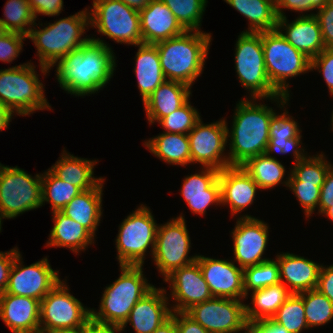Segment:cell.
Returning <instances> with one entry per match:
<instances>
[{"label":"cell","instance_id":"51","mask_svg":"<svg viewBox=\"0 0 333 333\" xmlns=\"http://www.w3.org/2000/svg\"><path fill=\"white\" fill-rule=\"evenodd\" d=\"M19 252L18 247H14L6 252L0 251V294L4 293L7 289L10 270Z\"/></svg>","mask_w":333,"mask_h":333},{"label":"cell","instance_id":"48","mask_svg":"<svg viewBox=\"0 0 333 333\" xmlns=\"http://www.w3.org/2000/svg\"><path fill=\"white\" fill-rule=\"evenodd\" d=\"M310 70L322 73L324 81L333 97V48H325L311 60Z\"/></svg>","mask_w":333,"mask_h":333},{"label":"cell","instance_id":"46","mask_svg":"<svg viewBox=\"0 0 333 333\" xmlns=\"http://www.w3.org/2000/svg\"><path fill=\"white\" fill-rule=\"evenodd\" d=\"M27 36L17 32H8L0 38V61L12 63L20 55L23 48V41Z\"/></svg>","mask_w":333,"mask_h":333},{"label":"cell","instance_id":"8","mask_svg":"<svg viewBox=\"0 0 333 333\" xmlns=\"http://www.w3.org/2000/svg\"><path fill=\"white\" fill-rule=\"evenodd\" d=\"M261 37L268 79L281 95L290 97V84L286 80L311 71V60L295 49L277 29L261 32Z\"/></svg>","mask_w":333,"mask_h":333},{"label":"cell","instance_id":"15","mask_svg":"<svg viewBox=\"0 0 333 333\" xmlns=\"http://www.w3.org/2000/svg\"><path fill=\"white\" fill-rule=\"evenodd\" d=\"M191 164L200 163L202 167L218 169L229 167V157L225 154L228 142L227 122L221 119L204 124L200 119L188 133Z\"/></svg>","mask_w":333,"mask_h":333},{"label":"cell","instance_id":"57","mask_svg":"<svg viewBox=\"0 0 333 333\" xmlns=\"http://www.w3.org/2000/svg\"><path fill=\"white\" fill-rule=\"evenodd\" d=\"M13 116V113L6 106L0 103V131L7 129Z\"/></svg>","mask_w":333,"mask_h":333},{"label":"cell","instance_id":"2","mask_svg":"<svg viewBox=\"0 0 333 333\" xmlns=\"http://www.w3.org/2000/svg\"><path fill=\"white\" fill-rule=\"evenodd\" d=\"M248 98L238 101L232 127L228 128L227 124L230 166H241L249 158L265 154L269 143L270 120L276 111L256 101L263 98Z\"/></svg>","mask_w":333,"mask_h":333},{"label":"cell","instance_id":"22","mask_svg":"<svg viewBox=\"0 0 333 333\" xmlns=\"http://www.w3.org/2000/svg\"><path fill=\"white\" fill-rule=\"evenodd\" d=\"M165 288L154 287L132 308L121 326L122 331L130 323L135 333H152L172 315L171 305Z\"/></svg>","mask_w":333,"mask_h":333},{"label":"cell","instance_id":"3","mask_svg":"<svg viewBox=\"0 0 333 333\" xmlns=\"http://www.w3.org/2000/svg\"><path fill=\"white\" fill-rule=\"evenodd\" d=\"M48 24L40 29L35 22L27 35L36 47L43 76L70 51L79 49L91 39L89 36L82 38L90 26L89 8Z\"/></svg>","mask_w":333,"mask_h":333},{"label":"cell","instance_id":"41","mask_svg":"<svg viewBox=\"0 0 333 333\" xmlns=\"http://www.w3.org/2000/svg\"><path fill=\"white\" fill-rule=\"evenodd\" d=\"M243 279L246 299H248L249 291L259 290L281 282L277 260L269 259L243 269Z\"/></svg>","mask_w":333,"mask_h":333},{"label":"cell","instance_id":"7","mask_svg":"<svg viewBox=\"0 0 333 333\" xmlns=\"http://www.w3.org/2000/svg\"><path fill=\"white\" fill-rule=\"evenodd\" d=\"M235 69L250 98L277 102L281 94L271 85L264 62L261 32L242 31L235 44Z\"/></svg>","mask_w":333,"mask_h":333},{"label":"cell","instance_id":"60","mask_svg":"<svg viewBox=\"0 0 333 333\" xmlns=\"http://www.w3.org/2000/svg\"><path fill=\"white\" fill-rule=\"evenodd\" d=\"M53 333H85L84 326L82 328L74 329V330H59Z\"/></svg>","mask_w":333,"mask_h":333},{"label":"cell","instance_id":"34","mask_svg":"<svg viewBox=\"0 0 333 333\" xmlns=\"http://www.w3.org/2000/svg\"><path fill=\"white\" fill-rule=\"evenodd\" d=\"M250 294L252 297L251 306L245 304V315L248 323L271 319L292 293L282 282H279L275 285L252 291Z\"/></svg>","mask_w":333,"mask_h":333},{"label":"cell","instance_id":"62","mask_svg":"<svg viewBox=\"0 0 333 333\" xmlns=\"http://www.w3.org/2000/svg\"><path fill=\"white\" fill-rule=\"evenodd\" d=\"M9 31L5 28L3 23L0 20V38L6 35Z\"/></svg>","mask_w":333,"mask_h":333},{"label":"cell","instance_id":"39","mask_svg":"<svg viewBox=\"0 0 333 333\" xmlns=\"http://www.w3.org/2000/svg\"><path fill=\"white\" fill-rule=\"evenodd\" d=\"M271 319L285 327L289 333H301L302 330H308L303 305V292L292 293Z\"/></svg>","mask_w":333,"mask_h":333},{"label":"cell","instance_id":"45","mask_svg":"<svg viewBox=\"0 0 333 333\" xmlns=\"http://www.w3.org/2000/svg\"><path fill=\"white\" fill-rule=\"evenodd\" d=\"M288 188L295 194L301 208L304 209L306 218L312 216L315 209L319 213V199L321 186L302 183L300 181H289Z\"/></svg>","mask_w":333,"mask_h":333},{"label":"cell","instance_id":"36","mask_svg":"<svg viewBox=\"0 0 333 333\" xmlns=\"http://www.w3.org/2000/svg\"><path fill=\"white\" fill-rule=\"evenodd\" d=\"M241 166L253 178L261 191L272 189L280 183L288 187L289 176L284 180V176L286 175L285 166L276 158L260 154L249 158Z\"/></svg>","mask_w":333,"mask_h":333},{"label":"cell","instance_id":"59","mask_svg":"<svg viewBox=\"0 0 333 333\" xmlns=\"http://www.w3.org/2000/svg\"><path fill=\"white\" fill-rule=\"evenodd\" d=\"M130 8L140 12L147 7L152 0H120Z\"/></svg>","mask_w":333,"mask_h":333},{"label":"cell","instance_id":"14","mask_svg":"<svg viewBox=\"0 0 333 333\" xmlns=\"http://www.w3.org/2000/svg\"><path fill=\"white\" fill-rule=\"evenodd\" d=\"M244 300L212 297L193 305L186 313L209 333L247 332Z\"/></svg>","mask_w":333,"mask_h":333},{"label":"cell","instance_id":"44","mask_svg":"<svg viewBox=\"0 0 333 333\" xmlns=\"http://www.w3.org/2000/svg\"><path fill=\"white\" fill-rule=\"evenodd\" d=\"M198 110L190 104V99L180 108L166 117H163L158 123L165 129L163 132L188 134L201 119Z\"/></svg>","mask_w":333,"mask_h":333},{"label":"cell","instance_id":"37","mask_svg":"<svg viewBox=\"0 0 333 333\" xmlns=\"http://www.w3.org/2000/svg\"><path fill=\"white\" fill-rule=\"evenodd\" d=\"M82 191L56 177L49 169L42 173V205L51 204V211H61Z\"/></svg>","mask_w":333,"mask_h":333},{"label":"cell","instance_id":"49","mask_svg":"<svg viewBox=\"0 0 333 333\" xmlns=\"http://www.w3.org/2000/svg\"><path fill=\"white\" fill-rule=\"evenodd\" d=\"M314 16L319 22L325 47L333 48V0H328Z\"/></svg>","mask_w":333,"mask_h":333},{"label":"cell","instance_id":"33","mask_svg":"<svg viewBox=\"0 0 333 333\" xmlns=\"http://www.w3.org/2000/svg\"><path fill=\"white\" fill-rule=\"evenodd\" d=\"M143 145L167 164L186 166L191 164L190 142L188 134L163 132L149 138Z\"/></svg>","mask_w":333,"mask_h":333},{"label":"cell","instance_id":"63","mask_svg":"<svg viewBox=\"0 0 333 333\" xmlns=\"http://www.w3.org/2000/svg\"><path fill=\"white\" fill-rule=\"evenodd\" d=\"M26 333H53V332H49V331H44V330H36V331H32V332H26Z\"/></svg>","mask_w":333,"mask_h":333},{"label":"cell","instance_id":"9","mask_svg":"<svg viewBox=\"0 0 333 333\" xmlns=\"http://www.w3.org/2000/svg\"><path fill=\"white\" fill-rule=\"evenodd\" d=\"M119 225L115 240L119 266H144L148 248L153 256L158 229L150 208L141 204Z\"/></svg>","mask_w":333,"mask_h":333},{"label":"cell","instance_id":"17","mask_svg":"<svg viewBox=\"0 0 333 333\" xmlns=\"http://www.w3.org/2000/svg\"><path fill=\"white\" fill-rule=\"evenodd\" d=\"M236 225L231 231L234 263L245 269L269 260L264 258L268 244L269 226L262 220L251 215H242L236 219Z\"/></svg>","mask_w":333,"mask_h":333},{"label":"cell","instance_id":"43","mask_svg":"<svg viewBox=\"0 0 333 333\" xmlns=\"http://www.w3.org/2000/svg\"><path fill=\"white\" fill-rule=\"evenodd\" d=\"M4 17L1 22L9 32L28 35L35 24V19L28 0H7L4 6Z\"/></svg>","mask_w":333,"mask_h":333},{"label":"cell","instance_id":"12","mask_svg":"<svg viewBox=\"0 0 333 333\" xmlns=\"http://www.w3.org/2000/svg\"><path fill=\"white\" fill-rule=\"evenodd\" d=\"M185 221L181 213L166 224L158 225L155 249L151 257L163 279L175 269L190 265L197 260L198 254L188 256L191 238Z\"/></svg>","mask_w":333,"mask_h":333},{"label":"cell","instance_id":"26","mask_svg":"<svg viewBox=\"0 0 333 333\" xmlns=\"http://www.w3.org/2000/svg\"><path fill=\"white\" fill-rule=\"evenodd\" d=\"M139 14L141 35L145 44H155L186 31L161 0H152Z\"/></svg>","mask_w":333,"mask_h":333},{"label":"cell","instance_id":"5","mask_svg":"<svg viewBox=\"0 0 333 333\" xmlns=\"http://www.w3.org/2000/svg\"><path fill=\"white\" fill-rule=\"evenodd\" d=\"M119 267L120 276L104 288L99 309H91V316L100 322L122 326L133 306L155 286L148 283L143 266Z\"/></svg>","mask_w":333,"mask_h":333},{"label":"cell","instance_id":"54","mask_svg":"<svg viewBox=\"0 0 333 333\" xmlns=\"http://www.w3.org/2000/svg\"><path fill=\"white\" fill-rule=\"evenodd\" d=\"M325 266V267H324ZM321 265L317 288L333 303V264L326 267Z\"/></svg>","mask_w":333,"mask_h":333},{"label":"cell","instance_id":"29","mask_svg":"<svg viewBox=\"0 0 333 333\" xmlns=\"http://www.w3.org/2000/svg\"><path fill=\"white\" fill-rule=\"evenodd\" d=\"M105 179L95 188L82 191L60 212L81 224L94 237L102 218V195Z\"/></svg>","mask_w":333,"mask_h":333},{"label":"cell","instance_id":"42","mask_svg":"<svg viewBox=\"0 0 333 333\" xmlns=\"http://www.w3.org/2000/svg\"><path fill=\"white\" fill-rule=\"evenodd\" d=\"M303 305L309 329L332 321L333 303L318 289L303 292Z\"/></svg>","mask_w":333,"mask_h":333},{"label":"cell","instance_id":"1","mask_svg":"<svg viewBox=\"0 0 333 333\" xmlns=\"http://www.w3.org/2000/svg\"><path fill=\"white\" fill-rule=\"evenodd\" d=\"M111 48L99 37H91L79 49L70 51L54 65L61 89L78 97L102 90L113 77L117 67Z\"/></svg>","mask_w":333,"mask_h":333},{"label":"cell","instance_id":"11","mask_svg":"<svg viewBox=\"0 0 333 333\" xmlns=\"http://www.w3.org/2000/svg\"><path fill=\"white\" fill-rule=\"evenodd\" d=\"M89 11L90 27L116 43H143L140 14L120 0H93Z\"/></svg>","mask_w":333,"mask_h":333},{"label":"cell","instance_id":"6","mask_svg":"<svg viewBox=\"0 0 333 333\" xmlns=\"http://www.w3.org/2000/svg\"><path fill=\"white\" fill-rule=\"evenodd\" d=\"M35 65L31 62L0 69V103L13 115L27 116L36 110H52L39 80Z\"/></svg>","mask_w":333,"mask_h":333},{"label":"cell","instance_id":"55","mask_svg":"<svg viewBox=\"0 0 333 333\" xmlns=\"http://www.w3.org/2000/svg\"><path fill=\"white\" fill-rule=\"evenodd\" d=\"M248 333H289L285 327L274 322L272 319H265L248 323Z\"/></svg>","mask_w":333,"mask_h":333},{"label":"cell","instance_id":"24","mask_svg":"<svg viewBox=\"0 0 333 333\" xmlns=\"http://www.w3.org/2000/svg\"><path fill=\"white\" fill-rule=\"evenodd\" d=\"M277 30L295 49L310 60L326 48L319 22L314 15H300L290 23L286 16L278 18Z\"/></svg>","mask_w":333,"mask_h":333},{"label":"cell","instance_id":"53","mask_svg":"<svg viewBox=\"0 0 333 333\" xmlns=\"http://www.w3.org/2000/svg\"><path fill=\"white\" fill-rule=\"evenodd\" d=\"M331 206H333V166L327 172L320 189L319 214Z\"/></svg>","mask_w":333,"mask_h":333},{"label":"cell","instance_id":"4","mask_svg":"<svg viewBox=\"0 0 333 333\" xmlns=\"http://www.w3.org/2000/svg\"><path fill=\"white\" fill-rule=\"evenodd\" d=\"M211 37V33L203 31H185L179 36L155 43L166 80L191 87L203 74Z\"/></svg>","mask_w":333,"mask_h":333},{"label":"cell","instance_id":"16","mask_svg":"<svg viewBox=\"0 0 333 333\" xmlns=\"http://www.w3.org/2000/svg\"><path fill=\"white\" fill-rule=\"evenodd\" d=\"M19 252L9 274L5 293L42 300L61 280L59 270H53L47 257L30 264L23 265Z\"/></svg>","mask_w":333,"mask_h":333},{"label":"cell","instance_id":"58","mask_svg":"<svg viewBox=\"0 0 333 333\" xmlns=\"http://www.w3.org/2000/svg\"><path fill=\"white\" fill-rule=\"evenodd\" d=\"M152 333H177V326L175 319L171 316L168 320H166Z\"/></svg>","mask_w":333,"mask_h":333},{"label":"cell","instance_id":"56","mask_svg":"<svg viewBox=\"0 0 333 333\" xmlns=\"http://www.w3.org/2000/svg\"><path fill=\"white\" fill-rule=\"evenodd\" d=\"M121 331V326L97 321L92 316L84 325L85 333H120Z\"/></svg>","mask_w":333,"mask_h":333},{"label":"cell","instance_id":"13","mask_svg":"<svg viewBox=\"0 0 333 333\" xmlns=\"http://www.w3.org/2000/svg\"><path fill=\"white\" fill-rule=\"evenodd\" d=\"M90 317L91 309L69 292L64 280H60L41 300V330L55 332L82 328Z\"/></svg>","mask_w":333,"mask_h":333},{"label":"cell","instance_id":"50","mask_svg":"<svg viewBox=\"0 0 333 333\" xmlns=\"http://www.w3.org/2000/svg\"><path fill=\"white\" fill-rule=\"evenodd\" d=\"M30 9L35 17L39 15L58 16L63 11V0H28Z\"/></svg>","mask_w":333,"mask_h":333},{"label":"cell","instance_id":"25","mask_svg":"<svg viewBox=\"0 0 333 333\" xmlns=\"http://www.w3.org/2000/svg\"><path fill=\"white\" fill-rule=\"evenodd\" d=\"M41 301L32 297L0 294V318L12 333L40 329Z\"/></svg>","mask_w":333,"mask_h":333},{"label":"cell","instance_id":"38","mask_svg":"<svg viewBox=\"0 0 333 333\" xmlns=\"http://www.w3.org/2000/svg\"><path fill=\"white\" fill-rule=\"evenodd\" d=\"M325 156L324 153H317L293 163V168L290 169V174H288L289 181H300L314 184V186H322L327 172L333 166Z\"/></svg>","mask_w":333,"mask_h":333},{"label":"cell","instance_id":"30","mask_svg":"<svg viewBox=\"0 0 333 333\" xmlns=\"http://www.w3.org/2000/svg\"><path fill=\"white\" fill-rule=\"evenodd\" d=\"M60 159L49 170L59 179L77 186L81 191L97 187L103 177H94V166L98 160L80 158L63 149Z\"/></svg>","mask_w":333,"mask_h":333},{"label":"cell","instance_id":"66","mask_svg":"<svg viewBox=\"0 0 333 333\" xmlns=\"http://www.w3.org/2000/svg\"><path fill=\"white\" fill-rule=\"evenodd\" d=\"M2 228V219H1V217H0V232H1V229Z\"/></svg>","mask_w":333,"mask_h":333},{"label":"cell","instance_id":"32","mask_svg":"<svg viewBox=\"0 0 333 333\" xmlns=\"http://www.w3.org/2000/svg\"><path fill=\"white\" fill-rule=\"evenodd\" d=\"M135 55V76L142 102L162 84L166 78L163 74L159 53L155 44H139Z\"/></svg>","mask_w":333,"mask_h":333},{"label":"cell","instance_id":"19","mask_svg":"<svg viewBox=\"0 0 333 333\" xmlns=\"http://www.w3.org/2000/svg\"><path fill=\"white\" fill-rule=\"evenodd\" d=\"M199 263L204 280L213 297L244 300L243 269L232 260H223L199 255Z\"/></svg>","mask_w":333,"mask_h":333},{"label":"cell","instance_id":"35","mask_svg":"<svg viewBox=\"0 0 333 333\" xmlns=\"http://www.w3.org/2000/svg\"><path fill=\"white\" fill-rule=\"evenodd\" d=\"M248 19L245 32H265L277 29L276 6L269 0H224Z\"/></svg>","mask_w":333,"mask_h":333},{"label":"cell","instance_id":"31","mask_svg":"<svg viewBox=\"0 0 333 333\" xmlns=\"http://www.w3.org/2000/svg\"><path fill=\"white\" fill-rule=\"evenodd\" d=\"M53 228L46 247H65L78 254L88 245H94V236L81 224L65 216L60 211L52 212Z\"/></svg>","mask_w":333,"mask_h":333},{"label":"cell","instance_id":"21","mask_svg":"<svg viewBox=\"0 0 333 333\" xmlns=\"http://www.w3.org/2000/svg\"><path fill=\"white\" fill-rule=\"evenodd\" d=\"M219 170L202 167L198 173L187 175L180 188L181 196L193 214L203 216L208 206L221 205Z\"/></svg>","mask_w":333,"mask_h":333},{"label":"cell","instance_id":"27","mask_svg":"<svg viewBox=\"0 0 333 333\" xmlns=\"http://www.w3.org/2000/svg\"><path fill=\"white\" fill-rule=\"evenodd\" d=\"M281 282L291 293L316 289L322 264L293 253L277 254Z\"/></svg>","mask_w":333,"mask_h":333},{"label":"cell","instance_id":"28","mask_svg":"<svg viewBox=\"0 0 333 333\" xmlns=\"http://www.w3.org/2000/svg\"><path fill=\"white\" fill-rule=\"evenodd\" d=\"M191 87L177 81L165 80L143 102L149 124L158 123L183 106L192 96Z\"/></svg>","mask_w":333,"mask_h":333},{"label":"cell","instance_id":"47","mask_svg":"<svg viewBox=\"0 0 333 333\" xmlns=\"http://www.w3.org/2000/svg\"><path fill=\"white\" fill-rule=\"evenodd\" d=\"M328 0H281L276 6L278 18L285 17L283 9L290 11L301 12V16H313L315 13L308 14L307 12L322 9ZM307 14H305V13ZM304 13V14H303Z\"/></svg>","mask_w":333,"mask_h":333},{"label":"cell","instance_id":"18","mask_svg":"<svg viewBox=\"0 0 333 333\" xmlns=\"http://www.w3.org/2000/svg\"><path fill=\"white\" fill-rule=\"evenodd\" d=\"M164 281L170 284V295L175 301V305L170 306L172 312H186L193 305L213 297L197 261L175 269Z\"/></svg>","mask_w":333,"mask_h":333},{"label":"cell","instance_id":"10","mask_svg":"<svg viewBox=\"0 0 333 333\" xmlns=\"http://www.w3.org/2000/svg\"><path fill=\"white\" fill-rule=\"evenodd\" d=\"M42 206V174L0 163V217L14 219Z\"/></svg>","mask_w":333,"mask_h":333},{"label":"cell","instance_id":"20","mask_svg":"<svg viewBox=\"0 0 333 333\" xmlns=\"http://www.w3.org/2000/svg\"><path fill=\"white\" fill-rule=\"evenodd\" d=\"M290 98L284 95L277 96V106L280 107L283 113H275L270 120L269 127V143L267 144L265 154L269 157L276 158L272 156L274 152L277 154H287L292 151L294 156V163L299 160L304 159L306 154L302 144V133L299 128L298 122L293 119L288 113L287 106ZM286 106V107H285ZM286 108V109H284ZM301 141V142H300Z\"/></svg>","mask_w":333,"mask_h":333},{"label":"cell","instance_id":"23","mask_svg":"<svg viewBox=\"0 0 333 333\" xmlns=\"http://www.w3.org/2000/svg\"><path fill=\"white\" fill-rule=\"evenodd\" d=\"M221 205H229L231 216H236L253 204L260 188L242 166H229L219 171Z\"/></svg>","mask_w":333,"mask_h":333},{"label":"cell","instance_id":"64","mask_svg":"<svg viewBox=\"0 0 333 333\" xmlns=\"http://www.w3.org/2000/svg\"><path fill=\"white\" fill-rule=\"evenodd\" d=\"M270 2H272L275 6H277L281 0H269Z\"/></svg>","mask_w":333,"mask_h":333},{"label":"cell","instance_id":"52","mask_svg":"<svg viewBox=\"0 0 333 333\" xmlns=\"http://www.w3.org/2000/svg\"><path fill=\"white\" fill-rule=\"evenodd\" d=\"M177 326V333H209L186 312H172Z\"/></svg>","mask_w":333,"mask_h":333},{"label":"cell","instance_id":"61","mask_svg":"<svg viewBox=\"0 0 333 333\" xmlns=\"http://www.w3.org/2000/svg\"><path fill=\"white\" fill-rule=\"evenodd\" d=\"M321 215L327 216V218H329L333 223V206L328 207Z\"/></svg>","mask_w":333,"mask_h":333},{"label":"cell","instance_id":"40","mask_svg":"<svg viewBox=\"0 0 333 333\" xmlns=\"http://www.w3.org/2000/svg\"><path fill=\"white\" fill-rule=\"evenodd\" d=\"M186 31H202L201 21L207 0H161Z\"/></svg>","mask_w":333,"mask_h":333},{"label":"cell","instance_id":"65","mask_svg":"<svg viewBox=\"0 0 333 333\" xmlns=\"http://www.w3.org/2000/svg\"><path fill=\"white\" fill-rule=\"evenodd\" d=\"M330 118H331V122L330 123H331V126H332L331 130L333 131V111H332V114H331Z\"/></svg>","mask_w":333,"mask_h":333}]
</instances>
